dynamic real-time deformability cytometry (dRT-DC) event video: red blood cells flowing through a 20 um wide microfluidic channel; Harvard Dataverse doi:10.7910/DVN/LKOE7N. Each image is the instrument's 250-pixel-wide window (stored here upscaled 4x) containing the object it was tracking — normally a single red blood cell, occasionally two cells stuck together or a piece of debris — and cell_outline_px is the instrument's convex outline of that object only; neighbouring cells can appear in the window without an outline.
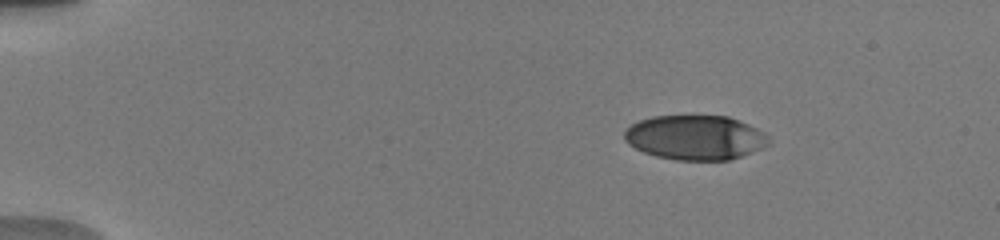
{"species": "human", "species_latin": "Homo sapiens", "temperature_condition": "warm", "stored_images_in_passage": 46, "camera_frame_rate_fps": 3000, "um_per_image_px": 0.085, "donor": {"sex": "male"}, "frame": {"image": 1, "passage_image": 1, "time_ms": 0.0, "image_size_px": [1000, 240], "cell_outline_px": [[768, 144], [764, 148], [728, 160], [676, 160], [656, 156], [644, 152], [628, 144], [624, 140], [624, 128], [640, 120], [652, 116], [728, 116], [748, 124], [764, 132], [768, 136]], "centroid_in_image_um": [59.07, 11.69], "position_along_channel_um": 25.9, "area_um2": 37.51}}
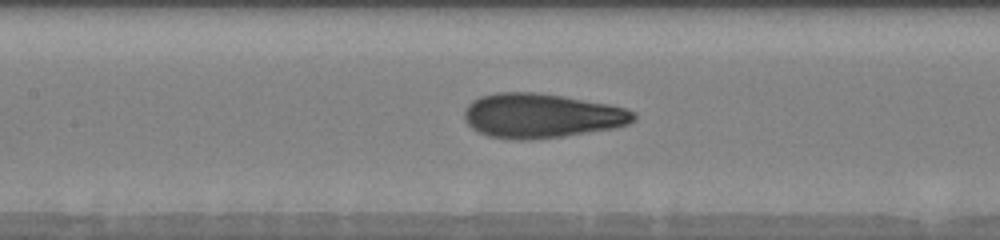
{"frame": {"image": 2, "passage_image": 19, "time_ms": 6.0, "image_size_px": [1000, 240], "cell_outline_px": [[636, 120], [628, 124], [616, 128], [560, 136], [528, 140], [512, 140], [488, 136], [472, 128], [464, 120], [464, 108], [472, 100], [480, 96], [496, 92], [532, 92], [560, 96], [608, 104], [624, 108], [636, 112]], "centroid_in_image_um": [45.99, 9.84], "position_along_channel_um": 161.4, "area_um2": 43.87}}
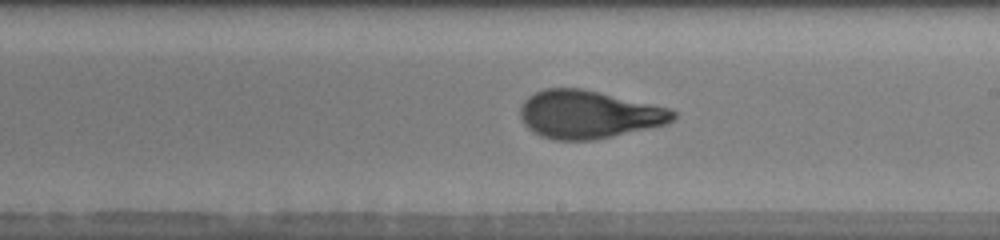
{"frame": {"image": 3, "passage_image": 25, "time_ms": 8.0, "image_size_px": [1000, 240], "cell_outline_px": [[676, 116], [668, 124], [612, 136], [592, 140], [552, 140], [540, 136], [532, 132], [520, 120], [520, 104], [528, 96], [544, 88], [580, 88], [672, 108], [676, 112]], "centroid_in_image_um": [50.01, 9.73], "position_along_channel_um": 239.0, "area_um2": 42.95}, "authors_computed_cell_mechanics": {"area_um2": 42.0206, "velocity_mm_per_s": 3.8845, "shape_relaxation_time_tau1_ms": 4.8495, "shape_relaxation_time_tau2_ms": 0.8397, "deformation_change_tau1": 0.2374, "deformation_change_tau2": 0.0803}}